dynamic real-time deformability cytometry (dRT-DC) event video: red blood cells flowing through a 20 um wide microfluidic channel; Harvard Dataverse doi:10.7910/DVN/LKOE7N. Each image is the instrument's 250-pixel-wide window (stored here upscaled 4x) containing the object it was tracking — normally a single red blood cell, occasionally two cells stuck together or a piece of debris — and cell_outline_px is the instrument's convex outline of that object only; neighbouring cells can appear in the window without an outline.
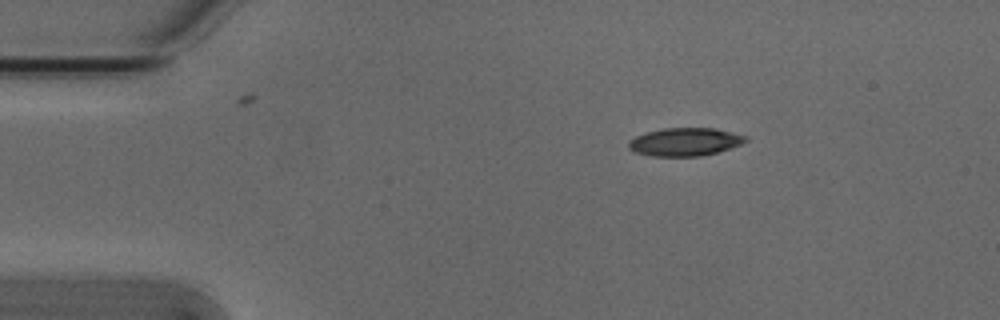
{"species": "Egyptian fruit bat (a non-hibernating species)", "species_latin": "Rousettus aegyptiacus", "temperature_condition": "cold", "stored_images_in_passage": 2, "camera_frame_rate_fps": 3000, "um_per_image_px": 0.085, "animal": {"sex": "male"}, "frame": {"image": 1, "passage_image": 1, "time_ms": 0.0, "image_size_px": [1000, 320], "cell_outline_px": [[748, 140], [732, 148], [700, 156], [652, 156], [636, 152], [628, 148], [628, 140], [636, 136], [648, 132], [664, 128], [716, 128], [748, 136]], "centroid_in_image_um": [58.24, 12.05], "position_along_channel_um": 26.8, "area_um2": 19.13}}